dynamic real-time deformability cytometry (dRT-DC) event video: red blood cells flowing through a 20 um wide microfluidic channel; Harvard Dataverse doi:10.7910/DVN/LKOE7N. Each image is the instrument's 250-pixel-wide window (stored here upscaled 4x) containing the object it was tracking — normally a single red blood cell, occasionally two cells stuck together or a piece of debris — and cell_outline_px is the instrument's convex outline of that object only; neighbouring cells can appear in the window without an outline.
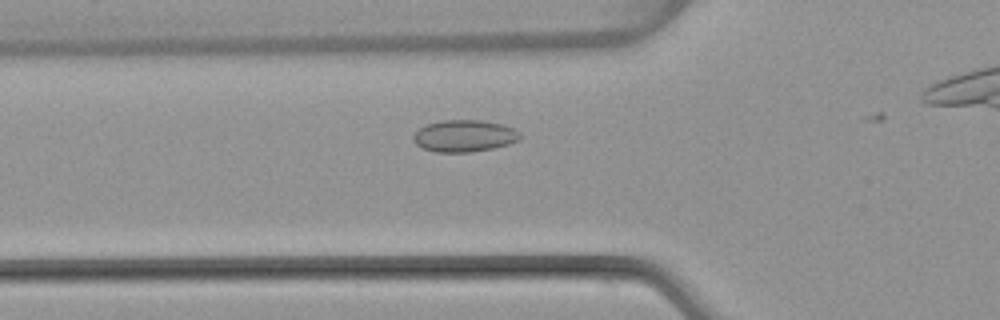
{"species": "common noctule bat (a hibernating species)", "species_latin": "Nyctalus noctula", "temperature_condition": "warm", "stored_images_in_passage": 6, "camera_frame_rate_fps": 3000, "um_per_image_px": 0.085, "animal": {"sex": "female", "body_mass_g": 22.7, "forearm_length_mm": 54.2}, "frame": {"image": 1, "passage_image": 4, "time_ms": 1.0, "image_size_px": [1000, 320], "cell_outline_px": [[524, 136], [520, 140], [508, 144], [492, 148], [472, 152], [436, 152], [424, 148], [416, 144], [412, 140], [412, 136], [420, 128], [428, 124], [444, 120], [480, 120], [504, 124], [520, 132]], "centroid_in_image_um": [39.51, 11.55], "position_along_channel_um": 86.3, "area_um2": 19.88}}